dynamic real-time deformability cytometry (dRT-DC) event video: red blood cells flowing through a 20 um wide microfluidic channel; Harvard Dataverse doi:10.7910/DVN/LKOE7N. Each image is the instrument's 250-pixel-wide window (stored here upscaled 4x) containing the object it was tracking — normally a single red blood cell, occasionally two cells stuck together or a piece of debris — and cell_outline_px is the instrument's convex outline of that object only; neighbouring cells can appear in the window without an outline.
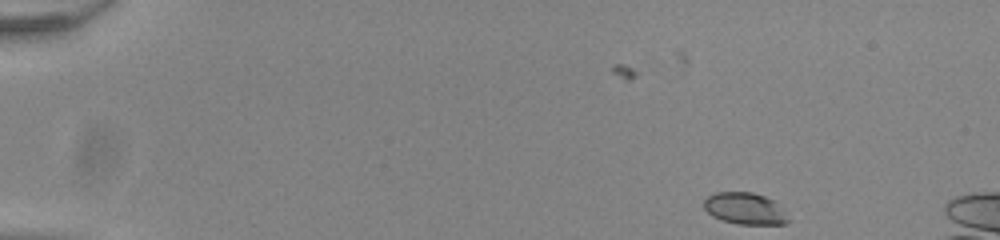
{"species": "common noctule bat (a hibernating species)", "species_latin": "Nyctalus noctula", "temperature_condition": "room temperature", "stored_images_in_passage": 2, "camera_frame_rate_fps": 3000, "um_per_image_px": 0.085, "animal": {"sex": "male", "body_mass_g": 20.0, "forearm_length_mm": 53.3}, "frame": {"image": 1, "passage_image": 2, "time_ms": 0.333, "image_size_px": [1000, 240], "cell_outline_px": [[792, 220], [784, 224], [740, 224], [720, 220], [712, 216], [704, 208], [704, 200], [708, 196], [716, 192], [752, 192], [776, 200]], "centroid_in_image_um": [63.37, 17.73], "position_along_channel_um": 21.6, "area_um2": 15.84}}